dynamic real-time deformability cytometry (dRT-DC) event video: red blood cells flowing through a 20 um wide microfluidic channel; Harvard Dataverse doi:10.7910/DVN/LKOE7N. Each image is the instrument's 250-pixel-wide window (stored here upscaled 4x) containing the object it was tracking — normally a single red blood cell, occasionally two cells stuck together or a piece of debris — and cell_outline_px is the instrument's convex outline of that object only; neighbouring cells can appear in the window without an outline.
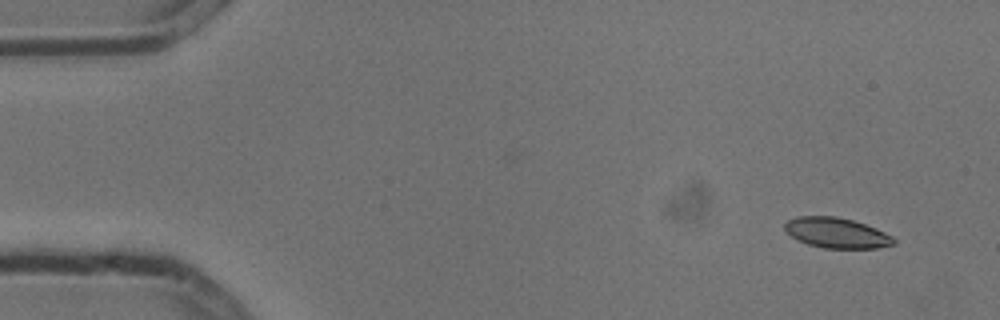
{"species": "common noctule bat (a hibernating species)", "species_latin": "Nyctalus noctula", "temperature_condition": "cold", "stored_images_in_passage": 5, "camera_frame_rate_fps": 3000, "um_per_image_px": 0.085, "animal": {"sex": "male", "body_mass_g": 13.3}, "frame": {"image": 1, "passage_image": 1, "time_ms": 0.0, "image_size_px": [1000, 320], "cell_outline_px": [[896, 244], [876, 248], [824, 248], [808, 244], [796, 240], [784, 228], [784, 224], [788, 220], [796, 216], [836, 216], [852, 220], [876, 228], [892, 236], [896, 240]], "centroid_in_image_um": [71.11, 19.79], "position_along_channel_um": 13.9, "area_um2": 19.25}}
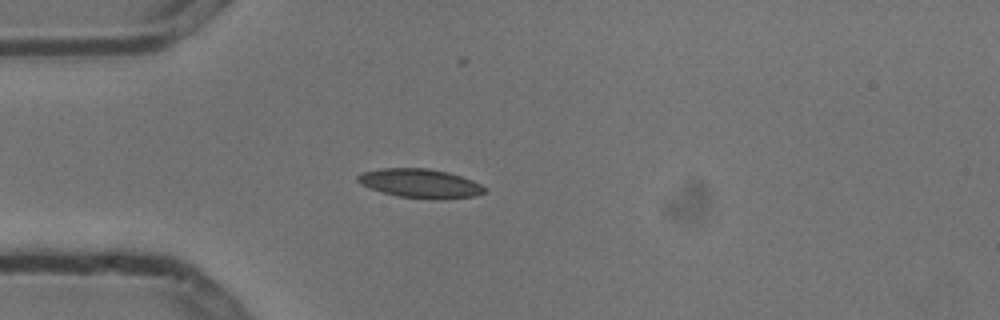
{"frame": {"image": 2, "passage_image": 4, "time_ms": 1.0, "image_size_px": [1000, 320], "cell_outline_px": [[484, 192], [476, 196], [444, 200], [436, 200], [400, 196], [380, 192], [360, 184], [356, 180], [356, 176], [364, 172], [380, 168], [428, 168], [448, 172], [472, 180], [480, 184], [484, 188]], "centroid_in_image_um": [35.7, 15.59], "position_along_channel_um": 49.3, "area_um2": 21.56}}